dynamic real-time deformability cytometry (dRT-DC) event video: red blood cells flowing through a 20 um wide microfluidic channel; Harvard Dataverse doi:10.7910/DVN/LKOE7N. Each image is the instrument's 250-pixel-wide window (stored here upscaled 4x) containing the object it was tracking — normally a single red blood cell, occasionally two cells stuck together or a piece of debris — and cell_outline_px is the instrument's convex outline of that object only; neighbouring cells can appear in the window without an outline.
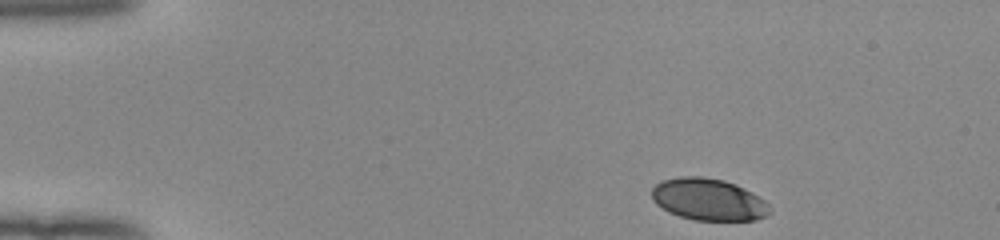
{"species": "human", "species_latin": "Homo sapiens", "temperature_condition": "room temperature", "stored_images_in_passage": 45, "camera_frame_rate_fps": 3000, "um_per_image_px": 0.085, "donor": {"sex": "female"}, "frame": {"image": 1, "passage_image": 1, "time_ms": 0.0, "image_size_px": [1000, 240], "cell_outline_px": [[772, 212], [756, 220], [692, 220], [668, 212], [656, 204], [652, 200], [652, 188], [656, 184], [664, 180], [680, 176], [700, 176], [724, 180], [736, 184], [764, 200], [772, 208]], "centroid_in_image_um": [60.21, 16.96], "position_along_channel_um": 24.8, "area_um2": 28.84}}
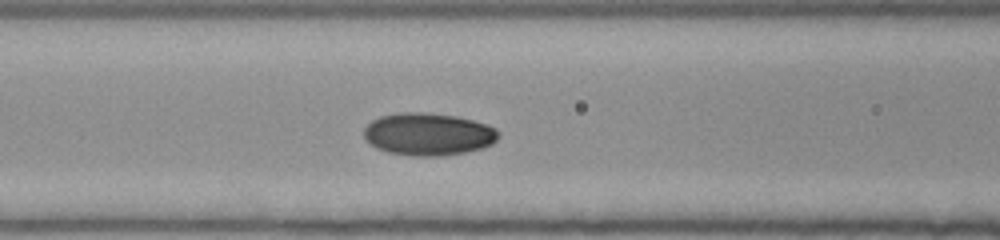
{"frame": {"image": 2, "passage_image": 16, "time_ms": 5.0, "image_size_px": [1000, 240], "cell_outline_px": [[500, 136], [492, 144], [480, 148], [464, 152], [440, 156], [420, 156], [388, 152], [376, 148], [364, 136], [364, 128], [372, 120], [380, 116], [396, 112], [420, 112], [456, 116], [472, 120], [496, 128], [500, 132]], "centroid_in_image_um": [36.4, 11.39], "position_along_channel_um": 130.2, "area_um2": 33.12}}
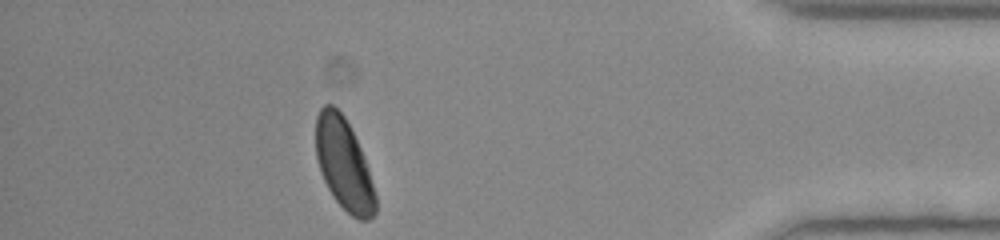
{"frame": {"image": 3, "passage_image": 40, "time_ms": 13.0, "image_size_px": [1000, 240], "cell_outline_px": [[376, 212], [368, 220], [360, 220], [352, 216], [332, 196], [320, 172], [316, 156], [316, 116], [320, 108], [324, 104], [332, 104], [344, 116], [360, 148], [368, 168], [376, 196]], "centroid_in_image_um": [29.21, 13.96], "position_along_channel_um": 406.0, "area_um2": 31.5}, "authors_computed_cell_mechanics": {"area_um2": 31.6166, "velocity_mm_per_s": 3.9759, "shape_relaxation_time_tau1_ms": 1.8747, "shape_relaxation_time_tau2_ms": null, "deformation_change_tau1": 0.1052, "deformation_change_tau2": null}}